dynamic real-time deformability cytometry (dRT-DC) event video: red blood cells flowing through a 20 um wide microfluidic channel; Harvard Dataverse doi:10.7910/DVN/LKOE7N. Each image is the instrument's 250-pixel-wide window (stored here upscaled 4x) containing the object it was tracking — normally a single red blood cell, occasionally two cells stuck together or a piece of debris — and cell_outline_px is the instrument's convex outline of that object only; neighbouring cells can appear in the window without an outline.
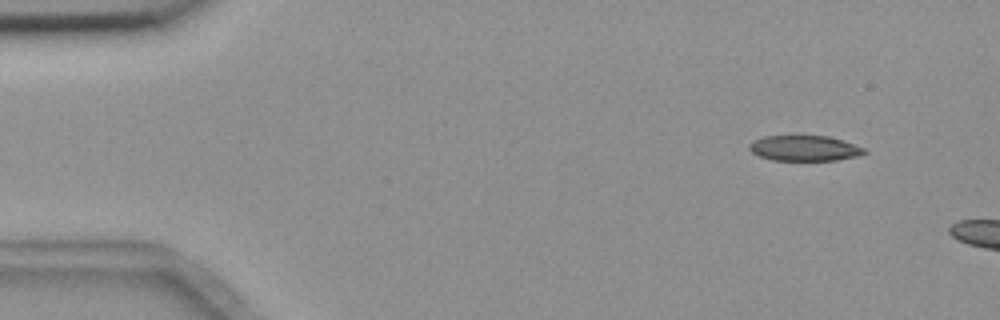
{"species": "common noctule bat (a hibernating species)", "species_latin": "Nyctalus noctula", "temperature_condition": "room temperature", "stored_images_in_passage": 4, "camera_frame_rate_fps": 3000, "um_per_image_px": 0.085, "animal": {"sex": "female", "body_mass_g": 18.4}, "frame": {"image": 1, "passage_image": 2, "time_ms": 1.333, "image_size_px": [1000, 320], "cell_outline_px": [[868, 152], [860, 156], [836, 160], [772, 160], [760, 156], [752, 152], [748, 148], [748, 144], [752, 140], [764, 136], [828, 136], [864, 148]], "centroid_in_image_um": [68.35, 12.6], "position_along_channel_um": 16.6, "area_um2": 16.99}}